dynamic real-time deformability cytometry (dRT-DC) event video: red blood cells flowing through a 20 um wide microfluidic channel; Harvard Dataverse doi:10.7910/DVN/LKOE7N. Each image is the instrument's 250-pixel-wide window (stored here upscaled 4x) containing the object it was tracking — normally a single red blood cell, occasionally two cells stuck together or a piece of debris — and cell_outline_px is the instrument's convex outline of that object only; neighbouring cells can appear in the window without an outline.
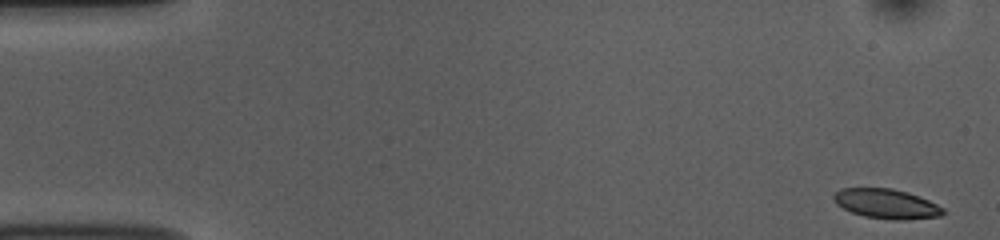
{"species": "common noctule bat (a hibernating species)", "species_latin": "Nyctalus noctula", "temperature_condition": "room temperature", "stored_images_in_passage": 53, "camera_frame_rate_fps": 3000, "um_per_image_px": 0.085, "animal": {"sex": "female", "body_mass_g": 10.0, "forearm_length_mm": 53.1}, "frame": {"image": 1, "passage_image": 1, "time_ms": 0.0, "image_size_px": [1000, 240], "cell_outline_px": [[944, 212], [940, 216], [904, 220], [892, 220], [864, 216], [852, 212], [836, 204], [832, 200], [832, 196], [840, 188], [892, 188], [908, 192], [920, 196], [944, 208]], "centroid_in_image_um": [75.33, 17.31], "position_along_channel_um": 9.7, "area_um2": 18.96}}
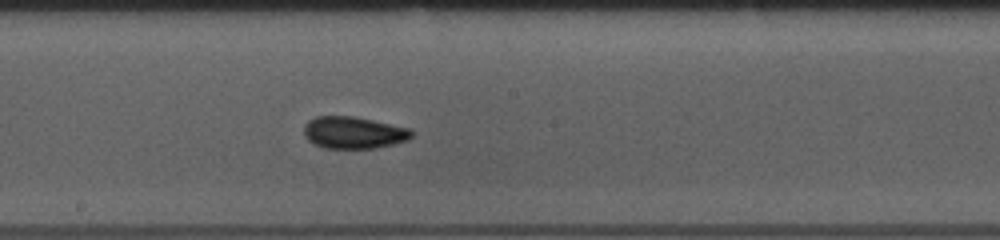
{"frame": {"image": 2, "passage_image": 28, "time_ms": 9.0, "image_size_px": [1000, 240], "cell_outline_px": [[412, 136], [408, 140], [376, 148], [324, 148], [312, 144], [304, 136], [304, 124], [308, 120], [316, 116], [352, 116], [412, 128]], "centroid_in_image_um": [30.03, 11.27], "position_along_channel_um": 218.2, "area_um2": 20.23}}
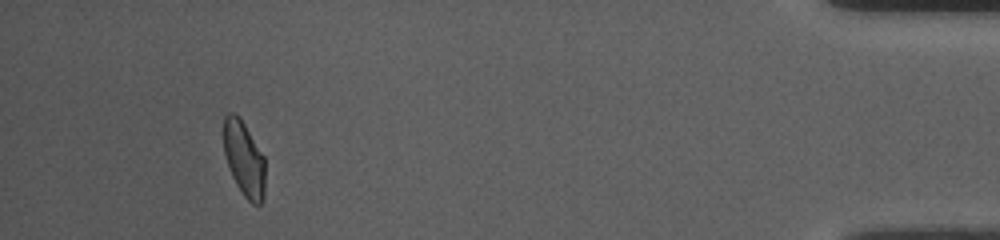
{"frame": {"image": 3, "passage_image": 49, "time_ms": 16.0, "image_size_px": [1000, 240], "cell_outline_px": [[264, 196], [260, 204], [252, 204], [244, 196], [236, 184], [232, 176], [224, 152], [224, 116], [228, 112], [232, 112], [244, 124], [264, 156]], "centroid_in_image_um": [20.74, 13.52], "position_along_channel_um": 414.5, "area_um2": 17.8}, "authors_computed_cell_mechanics": {"area_um2": 19.2474, "velocity_mm_per_s": 3.7273, "shape_relaxation_time_tau1_ms": 4.3404, "shape_relaxation_time_tau2_ms": 1.9857, "deformation_change_tau1": 0.1045, "deformation_change_tau2": 0.063}}